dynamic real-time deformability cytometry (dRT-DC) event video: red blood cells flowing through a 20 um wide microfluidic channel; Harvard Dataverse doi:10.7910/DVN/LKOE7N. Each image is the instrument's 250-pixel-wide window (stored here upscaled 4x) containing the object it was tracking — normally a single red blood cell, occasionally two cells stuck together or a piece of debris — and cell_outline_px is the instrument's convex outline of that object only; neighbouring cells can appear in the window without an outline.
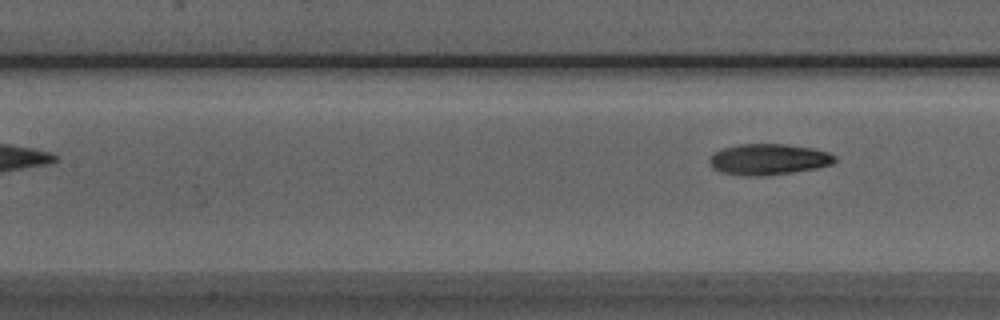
{"species": "Egyptian fruit bat (a non-hibernating species)", "species_latin": "Rousettus aegyptiacus", "temperature_condition": "room temperature", "stored_images_in_passage": 5, "camera_frame_rate_fps": 3000, "um_per_image_px": 0.085, "animal": {"sex": "male"}, "frame": {"image": 1, "passage_image": 5, "time_ms": 4.667, "image_size_px": [1000, 320], "cell_outline_px": [[836, 160], [832, 164], [816, 168], [792, 172], [764, 176], [744, 176], [720, 172], [712, 168], [708, 160], [708, 156], [712, 152], [724, 148], [740, 144], [788, 144], [812, 148], [828, 152], [836, 156]], "centroid_in_image_um": [65.28, 13.54], "position_along_channel_um": 142.1, "area_um2": 22.89}}